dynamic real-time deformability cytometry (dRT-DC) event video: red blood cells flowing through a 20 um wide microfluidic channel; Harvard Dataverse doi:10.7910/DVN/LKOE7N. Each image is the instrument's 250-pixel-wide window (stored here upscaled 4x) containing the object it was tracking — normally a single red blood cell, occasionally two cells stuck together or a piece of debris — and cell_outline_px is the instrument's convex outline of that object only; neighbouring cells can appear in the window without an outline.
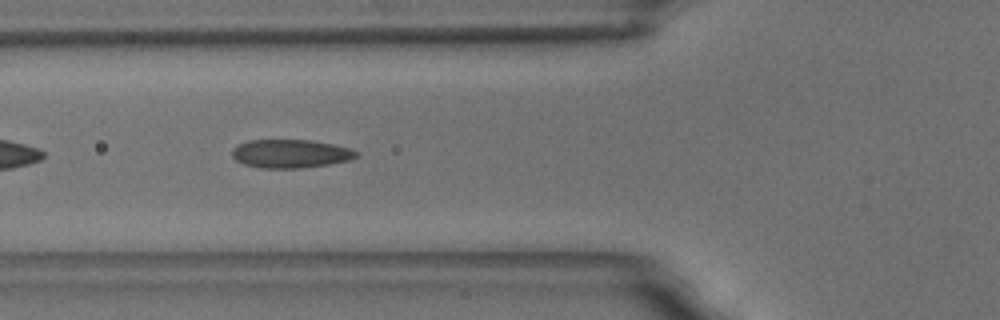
{"species": "common noctule bat (a hibernating species)", "species_latin": "Nyctalus noctula", "temperature_condition": "room temperature", "stored_images_in_passage": 19, "camera_frame_rate_fps": 3000, "um_per_image_px": 0.085, "animal": {"sex": "male", "body_mass_g": 18.8}, "frame": {"image": 1, "passage_image": 6, "time_ms": 1.667, "image_size_px": [1000, 320], "cell_outline_px": [[360, 156], [348, 160], [328, 164], [300, 168], [260, 168], [244, 164], [236, 160], [232, 156], [232, 148], [248, 140], [312, 140], [352, 148], [360, 152]], "centroid_in_image_um": [24.73, 13.06], "position_along_channel_um": 101.1, "area_um2": 20.69}}